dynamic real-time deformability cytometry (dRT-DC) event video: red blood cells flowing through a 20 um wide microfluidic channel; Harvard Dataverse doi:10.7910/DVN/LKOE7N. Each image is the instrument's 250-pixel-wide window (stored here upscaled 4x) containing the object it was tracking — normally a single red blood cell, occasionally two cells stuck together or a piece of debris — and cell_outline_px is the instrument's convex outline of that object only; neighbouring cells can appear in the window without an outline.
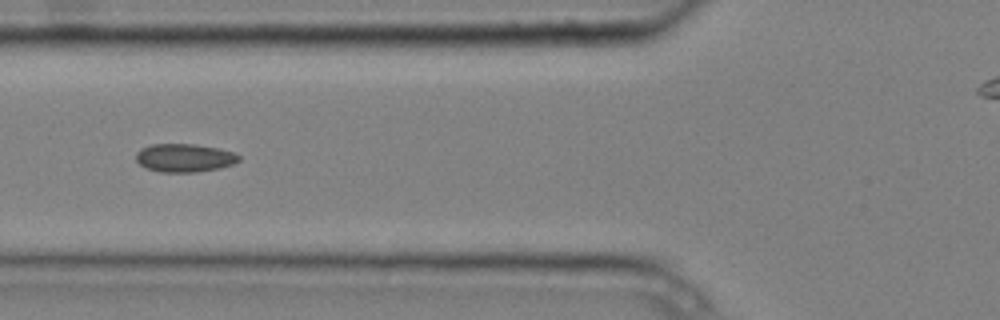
{"species": "common noctule bat (a hibernating species)", "species_latin": "Nyctalus noctula", "temperature_condition": "cold", "stored_images_in_passage": 6, "segment_of_instrument_passage": [1, 2], "camera_frame_rate_fps": 3000, "um_per_image_px": 0.085, "animal": {"sex": "male", "body_mass_g": 20.4}, "frame": {"image": 1, "passage_image": 5, "time_ms": 1.333, "image_size_px": [1000, 320], "cell_outline_px": [[240, 160], [232, 164], [220, 168], [196, 172], [160, 172], [148, 168], [140, 164], [136, 160], [136, 152], [140, 148], [152, 144], [196, 144], [220, 148], [232, 152], [240, 156]], "centroid_in_image_um": [15.68, 13.41], "position_along_channel_um": 110.1, "area_um2": 16.99}}